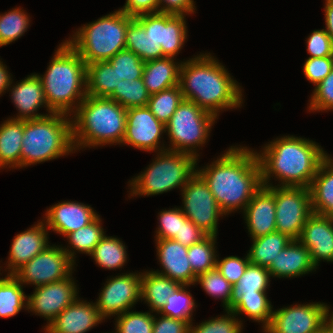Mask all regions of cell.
<instances>
[{"label": "cell", "mask_w": 333, "mask_h": 333, "mask_svg": "<svg viewBox=\"0 0 333 333\" xmlns=\"http://www.w3.org/2000/svg\"><path fill=\"white\" fill-rule=\"evenodd\" d=\"M196 172L207 183L224 215L241 207L244 211L262 187L257 155L246 147L231 146L211 165Z\"/></svg>", "instance_id": "1"}, {"label": "cell", "mask_w": 333, "mask_h": 333, "mask_svg": "<svg viewBox=\"0 0 333 333\" xmlns=\"http://www.w3.org/2000/svg\"><path fill=\"white\" fill-rule=\"evenodd\" d=\"M179 87L183 98L217 117L223 109L240 107V86L221 63L202 54L181 63Z\"/></svg>", "instance_id": "2"}, {"label": "cell", "mask_w": 333, "mask_h": 333, "mask_svg": "<svg viewBox=\"0 0 333 333\" xmlns=\"http://www.w3.org/2000/svg\"><path fill=\"white\" fill-rule=\"evenodd\" d=\"M256 155L263 186H269L275 174L282 182L279 187L305 188L310 187L319 165L329 156L315 142L294 136L276 138Z\"/></svg>", "instance_id": "3"}, {"label": "cell", "mask_w": 333, "mask_h": 333, "mask_svg": "<svg viewBox=\"0 0 333 333\" xmlns=\"http://www.w3.org/2000/svg\"><path fill=\"white\" fill-rule=\"evenodd\" d=\"M74 149L122 143L126 133L127 109L107 97L87 95L74 111Z\"/></svg>", "instance_id": "4"}, {"label": "cell", "mask_w": 333, "mask_h": 333, "mask_svg": "<svg viewBox=\"0 0 333 333\" xmlns=\"http://www.w3.org/2000/svg\"><path fill=\"white\" fill-rule=\"evenodd\" d=\"M86 66L80 55L65 41L57 49L46 74L38 75L47 106L53 113L71 114L87 96ZM75 99L79 102H76L77 106H72Z\"/></svg>", "instance_id": "5"}, {"label": "cell", "mask_w": 333, "mask_h": 333, "mask_svg": "<svg viewBox=\"0 0 333 333\" xmlns=\"http://www.w3.org/2000/svg\"><path fill=\"white\" fill-rule=\"evenodd\" d=\"M63 113L24 120L21 167L56 159L73 152L72 121Z\"/></svg>", "instance_id": "6"}, {"label": "cell", "mask_w": 333, "mask_h": 333, "mask_svg": "<svg viewBox=\"0 0 333 333\" xmlns=\"http://www.w3.org/2000/svg\"><path fill=\"white\" fill-rule=\"evenodd\" d=\"M133 19V16L119 9L84 25L73 35V39L66 41L86 65L97 61H108L119 51L126 49V30Z\"/></svg>", "instance_id": "7"}, {"label": "cell", "mask_w": 333, "mask_h": 333, "mask_svg": "<svg viewBox=\"0 0 333 333\" xmlns=\"http://www.w3.org/2000/svg\"><path fill=\"white\" fill-rule=\"evenodd\" d=\"M159 152L149 168L130 181L132 196L156 195L179 186L183 188L196 173L198 158L168 148Z\"/></svg>", "instance_id": "8"}, {"label": "cell", "mask_w": 333, "mask_h": 333, "mask_svg": "<svg viewBox=\"0 0 333 333\" xmlns=\"http://www.w3.org/2000/svg\"><path fill=\"white\" fill-rule=\"evenodd\" d=\"M216 118L196 103L184 99L165 125L173 147H169V150L187 153L197 158L195 147L206 142Z\"/></svg>", "instance_id": "9"}, {"label": "cell", "mask_w": 333, "mask_h": 333, "mask_svg": "<svg viewBox=\"0 0 333 333\" xmlns=\"http://www.w3.org/2000/svg\"><path fill=\"white\" fill-rule=\"evenodd\" d=\"M73 252L67 248L48 246L41 253L18 269L13 276L21 284H33L36 287L57 282L69 277L74 262Z\"/></svg>", "instance_id": "10"}, {"label": "cell", "mask_w": 333, "mask_h": 333, "mask_svg": "<svg viewBox=\"0 0 333 333\" xmlns=\"http://www.w3.org/2000/svg\"><path fill=\"white\" fill-rule=\"evenodd\" d=\"M276 231L298 240L311 208L310 189L275 186Z\"/></svg>", "instance_id": "11"}, {"label": "cell", "mask_w": 333, "mask_h": 333, "mask_svg": "<svg viewBox=\"0 0 333 333\" xmlns=\"http://www.w3.org/2000/svg\"><path fill=\"white\" fill-rule=\"evenodd\" d=\"M183 214L204 233L217 236L218 218L223 212L207 183L196 172L182 188Z\"/></svg>", "instance_id": "12"}, {"label": "cell", "mask_w": 333, "mask_h": 333, "mask_svg": "<svg viewBox=\"0 0 333 333\" xmlns=\"http://www.w3.org/2000/svg\"><path fill=\"white\" fill-rule=\"evenodd\" d=\"M328 306L324 303L300 304L273 311L266 333H322Z\"/></svg>", "instance_id": "13"}, {"label": "cell", "mask_w": 333, "mask_h": 333, "mask_svg": "<svg viewBox=\"0 0 333 333\" xmlns=\"http://www.w3.org/2000/svg\"><path fill=\"white\" fill-rule=\"evenodd\" d=\"M185 15L166 13L141 14L134 17L149 33L157 46H161L163 57H173L183 47L187 37Z\"/></svg>", "instance_id": "14"}, {"label": "cell", "mask_w": 333, "mask_h": 333, "mask_svg": "<svg viewBox=\"0 0 333 333\" xmlns=\"http://www.w3.org/2000/svg\"><path fill=\"white\" fill-rule=\"evenodd\" d=\"M142 274L129 273L109 279L95 305L105 319L110 315H121L141 299Z\"/></svg>", "instance_id": "15"}, {"label": "cell", "mask_w": 333, "mask_h": 333, "mask_svg": "<svg viewBox=\"0 0 333 333\" xmlns=\"http://www.w3.org/2000/svg\"><path fill=\"white\" fill-rule=\"evenodd\" d=\"M69 277L38 286L32 295L27 297V309L45 317L50 324L66 307L77 299V287Z\"/></svg>", "instance_id": "16"}, {"label": "cell", "mask_w": 333, "mask_h": 333, "mask_svg": "<svg viewBox=\"0 0 333 333\" xmlns=\"http://www.w3.org/2000/svg\"><path fill=\"white\" fill-rule=\"evenodd\" d=\"M163 132H166L165 125L152 114L147 106L127 109L123 144L145 151H157V149L163 151L166 149L159 145Z\"/></svg>", "instance_id": "17"}, {"label": "cell", "mask_w": 333, "mask_h": 333, "mask_svg": "<svg viewBox=\"0 0 333 333\" xmlns=\"http://www.w3.org/2000/svg\"><path fill=\"white\" fill-rule=\"evenodd\" d=\"M298 241L310 251L315 267L320 260L333 262V217L312 213Z\"/></svg>", "instance_id": "18"}, {"label": "cell", "mask_w": 333, "mask_h": 333, "mask_svg": "<svg viewBox=\"0 0 333 333\" xmlns=\"http://www.w3.org/2000/svg\"><path fill=\"white\" fill-rule=\"evenodd\" d=\"M275 213V186L262 185L244 210L251 238L256 239L276 231Z\"/></svg>", "instance_id": "19"}, {"label": "cell", "mask_w": 333, "mask_h": 333, "mask_svg": "<svg viewBox=\"0 0 333 333\" xmlns=\"http://www.w3.org/2000/svg\"><path fill=\"white\" fill-rule=\"evenodd\" d=\"M103 319L95 303L76 299L44 329L47 333H85Z\"/></svg>", "instance_id": "20"}, {"label": "cell", "mask_w": 333, "mask_h": 333, "mask_svg": "<svg viewBox=\"0 0 333 333\" xmlns=\"http://www.w3.org/2000/svg\"><path fill=\"white\" fill-rule=\"evenodd\" d=\"M157 255L163 272L155 271L181 284H196L197 276L193 273L188 261V247L173 239H156Z\"/></svg>", "instance_id": "21"}, {"label": "cell", "mask_w": 333, "mask_h": 333, "mask_svg": "<svg viewBox=\"0 0 333 333\" xmlns=\"http://www.w3.org/2000/svg\"><path fill=\"white\" fill-rule=\"evenodd\" d=\"M45 215L46 227L64 237L88 225L98 216L90 206L74 201L55 204Z\"/></svg>", "instance_id": "22"}, {"label": "cell", "mask_w": 333, "mask_h": 333, "mask_svg": "<svg viewBox=\"0 0 333 333\" xmlns=\"http://www.w3.org/2000/svg\"><path fill=\"white\" fill-rule=\"evenodd\" d=\"M45 222H39L32 228L17 234L10 248L8 275H13L24 264L48 247V232Z\"/></svg>", "instance_id": "23"}, {"label": "cell", "mask_w": 333, "mask_h": 333, "mask_svg": "<svg viewBox=\"0 0 333 333\" xmlns=\"http://www.w3.org/2000/svg\"><path fill=\"white\" fill-rule=\"evenodd\" d=\"M11 92L13 103H15L16 108H18L20 112V114L13 119L31 120L47 116L48 114L43 115L36 113L39 107L44 104V106L47 107V111L50 114L53 113L47 106L43 85L38 74L28 76L16 86H13Z\"/></svg>", "instance_id": "24"}, {"label": "cell", "mask_w": 333, "mask_h": 333, "mask_svg": "<svg viewBox=\"0 0 333 333\" xmlns=\"http://www.w3.org/2000/svg\"><path fill=\"white\" fill-rule=\"evenodd\" d=\"M310 251L298 240H292L276 257L268 268L270 276L291 278L312 272Z\"/></svg>", "instance_id": "25"}, {"label": "cell", "mask_w": 333, "mask_h": 333, "mask_svg": "<svg viewBox=\"0 0 333 333\" xmlns=\"http://www.w3.org/2000/svg\"><path fill=\"white\" fill-rule=\"evenodd\" d=\"M309 189L312 212L333 217V159L319 165Z\"/></svg>", "instance_id": "26"}, {"label": "cell", "mask_w": 333, "mask_h": 333, "mask_svg": "<svg viewBox=\"0 0 333 333\" xmlns=\"http://www.w3.org/2000/svg\"><path fill=\"white\" fill-rule=\"evenodd\" d=\"M173 61V57H162L145 62L142 79L150 95L179 85L181 64Z\"/></svg>", "instance_id": "27"}, {"label": "cell", "mask_w": 333, "mask_h": 333, "mask_svg": "<svg viewBox=\"0 0 333 333\" xmlns=\"http://www.w3.org/2000/svg\"><path fill=\"white\" fill-rule=\"evenodd\" d=\"M24 120L10 118L0 125V168L21 167Z\"/></svg>", "instance_id": "28"}, {"label": "cell", "mask_w": 333, "mask_h": 333, "mask_svg": "<svg viewBox=\"0 0 333 333\" xmlns=\"http://www.w3.org/2000/svg\"><path fill=\"white\" fill-rule=\"evenodd\" d=\"M141 277V299L145 300L154 312H159L181 283L168 278L155 271L142 273Z\"/></svg>", "instance_id": "29"}, {"label": "cell", "mask_w": 333, "mask_h": 333, "mask_svg": "<svg viewBox=\"0 0 333 333\" xmlns=\"http://www.w3.org/2000/svg\"><path fill=\"white\" fill-rule=\"evenodd\" d=\"M121 81L109 61H97L86 66L87 95L109 97Z\"/></svg>", "instance_id": "30"}, {"label": "cell", "mask_w": 333, "mask_h": 333, "mask_svg": "<svg viewBox=\"0 0 333 333\" xmlns=\"http://www.w3.org/2000/svg\"><path fill=\"white\" fill-rule=\"evenodd\" d=\"M252 240V247L247 253L250 263L267 269L273 259L279 255V252L292 241L287 235L277 231Z\"/></svg>", "instance_id": "31"}, {"label": "cell", "mask_w": 333, "mask_h": 333, "mask_svg": "<svg viewBox=\"0 0 333 333\" xmlns=\"http://www.w3.org/2000/svg\"><path fill=\"white\" fill-rule=\"evenodd\" d=\"M125 44L127 50L134 52L144 62L163 57L161 46L156 45L135 18L128 24Z\"/></svg>", "instance_id": "32"}, {"label": "cell", "mask_w": 333, "mask_h": 333, "mask_svg": "<svg viewBox=\"0 0 333 333\" xmlns=\"http://www.w3.org/2000/svg\"><path fill=\"white\" fill-rule=\"evenodd\" d=\"M270 274L267 268L249 263L238 283L232 286L230 310L241 300L243 294L266 292Z\"/></svg>", "instance_id": "33"}, {"label": "cell", "mask_w": 333, "mask_h": 333, "mask_svg": "<svg viewBox=\"0 0 333 333\" xmlns=\"http://www.w3.org/2000/svg\"><path fill=\"white\" fill-rule=\"evenodd\" d=\"M23 285L13 276L0 278V317L9 318L15 316L27 307V296L22 290ZM26 299V300H25ZM25 304V305H24Z\"/></svg>", "instance_id": "34"}, {"label": "cell", "mask_w": 333, "mask_h": 333, "mask_svg": "<svg viewBox=\"0 0 333 333\" xmlns=\"http://www.w3.org/2000/svg\"><path fill=\"white\" fill-rule=\"evenodd\" d=\"M271 306L266 292H256V294H243L241 300L230 311L235 315L243 312L249 318L261 321L265 330L272 320L273 310Z\"/></svg>", "instance_id": "35"}, {"label": "cell", "mask_w": 333, "mask_h": 333, "mask_svg": "<svg viewBox=\"0 0 333 333\" xmlns=\"http://www.w3.org/2000/svg\"><path fill=\"white\" fill-rule=\"evenodd\" d=\"M125 245L116 237L104 236L90 254L100 267L105 269L121 268L127 259Z\"/></svg>", "instance_id": "36"}, {"label": "cell", "mask_w": 333, "mask_h": 333, "mask_svg": "<svg viewBox=\"0 0 333 333\" xmlns=\"http://www.w3.org/2000/svg\"><path fill=\"white\" fill-rule=\"evenodd\" d=\"M122 107L129 109L147 106L150 94L142 78L135 80H121L114 92L108 97Z\"/></svg>", "instance_id": "37"}, {"label": "cell", "mask_w": 333, "mask_h": 333, "mask_svg": "<svg viewBox=\"0 0 333 333\" xmlns=\"http://www.w3.org/2000/svg\"><path fill=\"white\" fill-rule=\"evenodd\" d=\"M183 100L182 91L179 85H176L150 95L147 107L160 122L166 125Z\"/></svg>", "instance_id": "38"}, {"label": "cell", "mask_w": 333, "mask_h": 333, "mask_svg": "<svg viewBox=\"0 0 333 333\" xmlns=\"http://www.w3.org/2000/svg\"><path fill=\"white\" fill-rule=\"evenodd\" d=\"M215 239L216 236L207 235L200 242L188 247V261L196 276L216 268Z\"/></svg>", "instance_id": "39"}, {"label": "cell", "mask_w": 333, "mask_h": 333, "mask_svg": "<svg viewBox=\"0 0 333 333\" xmlns=\"http://www.w3.org/2000/svg\"><path fill=\"white\" fill-rule=\"evenodd\" d=\"M189 285L181 284L175 292L167 298L166 303L158 312L162 316L180 319L183 321H192V310L195 308V300L191 294L185 290Z\"/></svg>", "instance_id": "40"}, {"label": "cell", "mask_w": 333, "mask_h": 333, "mask_svg": "<svg viewBox=\"0 0 333 333\" xmlns=\"http://www.w3.org/2000/svg\"><path fill=\"white\" fill-rule=\"evenodd\" d=\"M104 236L100 217L97 216L91 223L69 233L66 237L71 248L90 255Z\"/></svg>", "instance_id": "41"}, {"label": "cell", "mask_w": 333, "mask_h": 333, "mask_svg": "<svg viewBox=\"0 0 333 333\" xmlns=\"http://www.w3.org/2000/svg\"><path fill=\"white\" fill-rule=\"evenodd\" d=\"M29 21L28 15L20 8L0 15V46L10 44L21 37L26 32Z\"/></svg>", "instance_id": "42"}, {"label": "cell", "mask_w": 333, "mask_h": 333, "mask_svg": "<svg viewBox=\"0 0 333 333\" xmlns=\"http://www.w3.org/2000/svg\"><path fill=\"white\" fill-rule=\"evenodd\" d=\"M195 282H199L203 290L209 295L216 298L221 297L225 310H230V299L233 285L222 276L217 268L198 275Z\"/></svg>", "instance_id": "43"}, {"label": "cell", "mask_w": 333, "mask_h": 333, "mask_svg": "<svg viewBox=\"0 0 333 333\" xmlns=\"http://www.w3.org/2000/svg\"><path fill=\"white\" fill-rule=\"evenodd\" d=\"M115 69L119 80H135L143 76L145 62L134 52L124 49L108 60Z\"/></svg>", "instance_id": "44"}, {"label": "cell", "mask_w": 333, "mask_h": 333, "mask_svg": "<svg viewBox=\"0 0 333 333\" xmlns=\"http://www.w3.org/2000/svg\"><path fill=\"white\" fill-rule=\"evenodd\" d=\"M116 333H152L154 316L151 312H129L117 315Z\"/></svg>", "instance_id": "45"}, {"label": "cell", "mask_w": 333, "mask_h": 333, "mask_svg": "<svg viewBox=\"0 0 333 333\" xmlns=\"http://www.w3.org/2000/svg\"><path fill=\"white\" fill-rule=\"evenodd\" d=\"M227 315L207 320L192 327L190 324V333H241L242 323L235 318V314L227 310Z\"/></svg>", "instance_id": "46"}, {"label": "cell", "mask_w": 333, "mask_h": 333, "mask_svg": "<svg viewBox=\"0 0 333 333\" xmlns=\"http://www.w3.org/2000/svg\"><path fill=\"white\" fill-rule=\"evenodd\" d=\"M309 108L311 111H329L333 109V68L331 72L315 86Z\"/></svg>", "instance_id": "47"}, {"label": "cell", "mask_w": 333, "mask_h": 333, "mask_svg": "<svg viewBox=\"0 0 333 333\" xmlns=\"http://www.w3.org/2000/svg\"><path fill=\"white\" fill-rule=\"evenodd\" d=\"M159 228L156 239H174L182 229V210L174 208L161 211L159 214Z\"/></svg>", "instance_id": "48"}, {"label": "cell", "mask_w": 333, "mask_h": 333, "mask_svg": "<svg viewBox=\"0 0 333 333\" xmlns=\"http://www.w3.org/2000/svg\"><path fill=\"white\" fill-rule=\"evenodd\" d=\"M249 263L248 255L244 259L229 256L220 261L216 260V268L229 283L235 285L243 276Z\"/></svg>", "instance_id": "49"}, {"label": "cell", "mask_w": 333, "mask_h": 333, "mask_svg": "<svg viewBox=\"0 0 333 333\" xmlns=\"http://www.w3.org/2000/svg\"><path fill=\"white\" fill-rule=\"evenodd\" d=\"M333 56L308 58L303 66L306 78L316 86L331 72Z\"/></svg>", "instance_id": "50"}, {"label": "cell", "mask_w": 333, "mask_h": 333, "mask_svg": "<svg viewBox=\"0 0 333 333\" xmlns=\"http://www.w3.org/2000/svg\"><path fill=\"white\" fill-rule=\"evenodd\" d=\"M309 58L333 56V42L325 29L314 30L307 39Z\"/></svg>", "instance_id": "51"}, {"label": "cell", "mask_w": 333, "mask_h": 333, "mask_svg": "<svg viewBox=\"0 0 333 333\" xmlns=\"http://www.w3.org/2000/svg\"><path fill=\"white\" fill-rule=\"evenodd\" d=\"M207 236L201 229H199L191 220H189L182 211V229L180 234H177L174 241L190 247L194 243L200 242Z\"/></svg>", "instance_id": "52"}, {"label": "cell", "mask_w": 333, "mask_h": 333, "mask_svg": "<svg viewBox=\"0 0 333 333\" xmlns=\"http://www.w3.org/2000/svg\"><path fill=\"white\" fill-rule=\"evenodd\" d=\"M190 324L191 322L167 316H161L160 319L154 316L152 333H190Z\"/></svg>", "instance_id": "53"}, {"label": "cell", "mask_w": 333, "mask_h": 333, "mask_svg": "<svg viewBox=\"0 0 333 333\" xmlns=\"http://www.w3.org/2000/svg\"><path fill=\"white\" fill-rule=\"evenodd\" d=\"M120 10L133 17L141 14L159 13V2L158 0H126L124 7Z\"/></svg>", "instance_id": "54"}, {"label": "cell", "mask_w": 333, "mask_h": 333, "mask_svg": "<svg viewBox=\"0 0 333 333\" xmlns=\"http://www.w3.org/2000/svg\"><path fill=\"white\" fill-rule=\"evenodd\" d=\"M159 12L173 15H185L194 13L195 5L193 0H158ZM165 4H163V3ZM164 5L161 7V5Z\"/></svg>", "instance_id": "55"}, {"label": "cell", "mask_w": 333, "mask_h": 333, "mask_svg": "<svg viewBox=\"0 0 333 333\" xmlns=\"http://www.w3.org/2000/svg\"><path fill=\"white\" fill-rule=\"evenodd\" d=\"M324 11L326 23L325 31L333 42V0H326Z\"/></svg>", "instance_id": "56"}, {"label": "cell", "mask_w": 333, "mask_h": 333, "mask_svg": "<svg viewBox=\"0 0 333 333\" xmlns=\"http://www.w3.org/2000/svg\"><path fill=\"white\" fill-rule=\"evenodd\" d=\"M12 80L10 75L8 74L7 68L3 65V62L0 61V94L5 92L8 87H11Z\"/></svg>", "instance_id": "57"}, {"label": "cell", "mask_w": 333, "mask_h": 333, "mask_svg": "<svg viewBox=\"0 0 333 333\" xmlns=\"http://www.w3.org/2000/svg\"><path fill=\"white\" fill-rule=\"evenodd\" d=\"M328 316H330V317H328ZM324 332L325 333H333V312H332L331 315H329V307H328V309L326 311V314H325Z\"/></svg>", "instance_id": "58"}]
</instances>
